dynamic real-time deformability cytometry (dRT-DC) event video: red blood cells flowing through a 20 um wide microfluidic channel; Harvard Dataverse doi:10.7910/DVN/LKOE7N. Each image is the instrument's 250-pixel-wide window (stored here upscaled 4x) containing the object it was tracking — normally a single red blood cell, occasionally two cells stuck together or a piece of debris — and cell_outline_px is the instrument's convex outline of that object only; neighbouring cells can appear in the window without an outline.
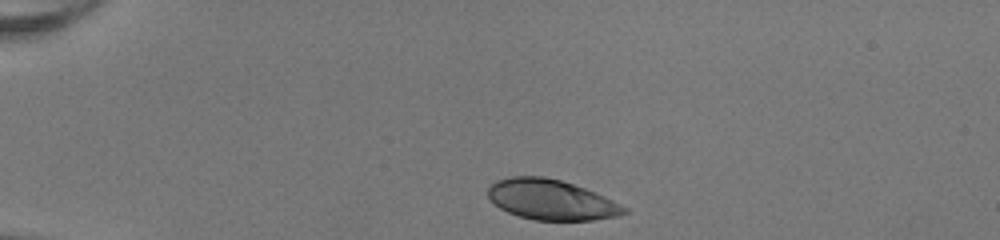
{"species": "human", "species_latin": "Homo sapiens", "temperature_condition": "room temperature", "stored_images_in_passage": 34, "camera_frame_rate_fps": 3000, "um_per_image_px": 0.085, "donor": {"sex": "female"}, "frame": {"image": 1, "passage_image": 1, "time_ms": 0.0, "image_size_px": [1000, 240], "cell_outline_px": [[628, 212], [616, 216], [592, 220], [536, 220], [520, 216], [508, 212], [500, 208], [488, 196], [488, 188], [496, 180], [512, 176], [544, 176], [560, 180], [596, 192], [628, 208]], "centroid_in_image_um": [46.86, 16.97], "position_along_channel_um": 38.1, "area_um2": 31.67}}
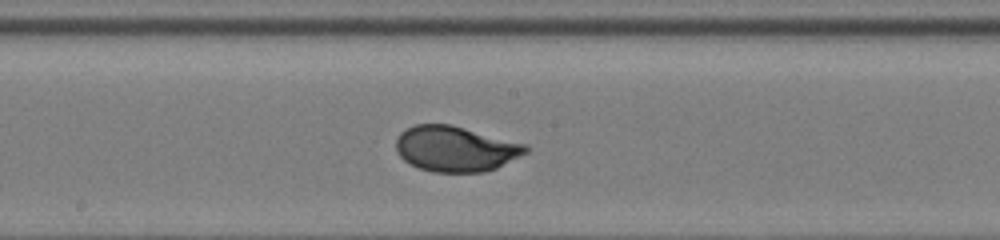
{"frame": {"image": 2, "passage_image": 18, "time_ms": 5.667, "image_size_px": [1000, 240], "cell_outline_px": [[532, 148], [528, 152], [496, 168], [484, 172], [432, 172], [420, 168], [404, 160], [396, 152], [396, 140], [400, 132], [416, 124], [448, 124], [528, 144]], "centroid_in_image_um": [38.74, 12.65], "position_along_channel_um": 209.5, "area_um2": 34.33}}
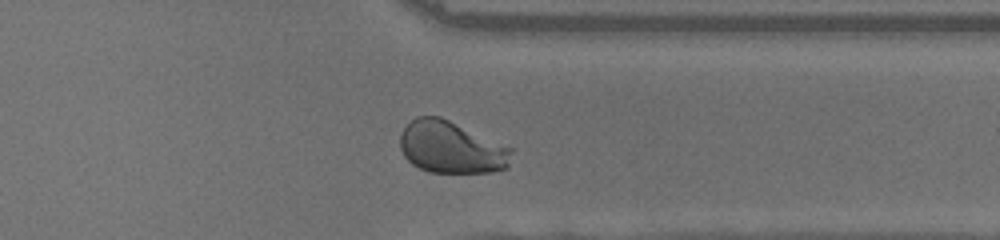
{"frame": {"image": 3, "passage_image": 30, "time_ms": 9.667, "image_size_px": [1000, 240], "cell_outline_px": [[512, 152], [508, 168], [492, 172], [428, 172], [412, 164], [404, 156], [400, 148], [400, 132], [416, 116], [440, 116], [512, 148]], "centroid_in_image_um": [38.34, 12.53], "position_along_channel_um": 373.1, "area_um2": 33.76}, "authors_computed_cell_mechanics": {"area_um2": 34.1309, "velocity_mm_per_s": 4.0881, "shape_relaxation_time_tau1_ms": 2.7765, "shape_relaxation_time_tau2_ms": null, "deformation_change_tau1": 0.1654, "deformation_change_tau2": null}}